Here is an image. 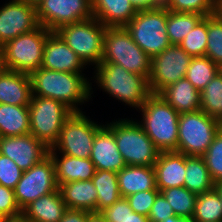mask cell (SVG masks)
Listing matches in <instances>:
<instances>
[{
	"mask_svg": "<svg viewBox=\"0 0 222 222\" xmlns=\"http://www.w3.org/2000/svg\"><path fill=\"white\" fill-rule=\"evenodd\" d=\"M162 222H194L192 218H182L178 216H170Z\"/></svg>",
	"mask_w": 222,
	"mask_h": 222,
	"instance_id": "48",
	"label": "cell"
},
{
	"mask_svg": "<svg viewBox=\"0 0 222 222\" xmlns=\"http://www.w3.org/2000/svg\"><path fill=\"white\" fill-rule=\"evenodd\" d=\"M191 59L179 45H170L160 54L153 56L148 78L150 91L159 94L164 88L184 78Z\"/></svg>",
	"mask_w": 222,
	"mask_h": 222,
	"instance_id": "13",
	"label": "cell"
},
{
	"mask_svg": "<svg viewBox=\"0 0 222 222\" xmlns=\"http://www.w3.org/2000/svg\"><path fill=\"white\" fill-rule=\"evenodd\" d=\"M156 187L159 191L184 187L186 172V155L177 151L160 152L154 164Z\"/></svg>",
	"mask_w": 222,
	"mask_h": 222,
	"instance_id": "19",
	"label": "cell"
},
{
	"mask_svg": "<svg viewBox=\"0 0 222 222\" xmlns=\"http://www.w3.org/2000/svg\"><path fill=\"white\" fill-rule=\"evenodd\" d=\"M184 187L199 195L215 189L213 181L203 156H186V172Z\"/></svg>",
	"mask_w": 222,
	"mask_h": 222,
	"instance_id": "28",
	"label": "cell"
},
{
	"mask_svg": "<svg viewBox=\"0 0 222 222\" xmlns=\"http://www.w3.org/2000/svg\"><path fill=\"white\" fill-rule=\"evenodd\" d=\"M0 154L13 160L18 167L29 170L49 154V148L32 134L0 137Z\"/></svg>",
	"mask_w": 222,
	"mask_h": 222,
	"instance_id": "16",
	"label": "cell"
},
{
	"mask_svg": "<svg viewBox=\"0 0 222 222\" xmlns=\"http://www.w3.org/2000/svg\"><path fill=\"white\" fill-rule=\"evenodd\" d=\"M206 167L215 183L222 181V128L203 155Z\"/></svg>",
	"mask_w": 222,
	"mask_h": 222,
	"instance_id": "38",
	"label": "cell"
},
{
	"mask_svg": "<svg viewBox=\"0 0 222 222\" xmlns=\"http://www.w3.org/2000/svg\"><path fill=\"white\" fill-rule=\"evenodd\" d=\"M92 13L106 27H125L136 15L130 0H91Z\"/></svg>",
	"mask_w": 222,
	"mask_h": 222,
	"instance_id": "20",
	"label": "cell"
},
{
	"mask_svg": "<svg viewBox=\"0 0 222 222\" xmlns=\"http://www.w3.org/2000/svg\"><path fill=\"white\" fill-rule=\"evenodd\" d=\"M117 181L121 197L147 190H159L156 187V173L154 166L126 165L117 172Z\"/></svg>",
	"mask_w": 222,
	"mask_h": 222,
	"instance_id": "22",
	"label": "cell"
},
{
	"mask_svg": "<svg viewBox=\"0 0 222 222\" xmlns=\"http://www.w3.org/2000/svg\"><path fill=\"white\" fill-rule=\"evenodd\" d=\"M32 97L29 74L6 70L0 76V104L29 105Z\"/></svg>",
	"mask_w": 222,
	"mask_h": 222,
	"instance_id": "21",
	"label": "cell"
},
{
	"mask_svg": "<svg viewBox=\"0 0 222 222\" xmlns=\"http://www.w3.org/2000/svg\"><path fill=\"white\" fill-rule=\"evenodd\" d=\"M90 214L88 211L67 208L59 222H88Z\"/></svg>",
	"mask_w": 222,
	"mask_h": 222,
	"instance_id": "44",
	"label": "cell"
},
{
	"mask_svg": "<svg viewBox=\"0 0 222 222\" xmlns=\"http://www.w3.org/2000/svg\"><path fill=\"white\" fill-rule=\"evenodd\" d=\"M206 55L218 66L222 64V19L215 13L207 16Z\"/></svg>",
	"mask_w": 222,
	"mask_h": 222,
	"instance_id": "36",
	"label": "cell"
},
{
	"mask_svg": "<svg viewBox=\"0 0 222 222\" xmlns=\"http://www.w3.org/2000/svg\"><path fill=\"white\" fill-rule=\"evenodd\" d=\"M96 83L100 89L107 92L118 101L135 107L138 110L152 93L148 79L127 71L114 63H100L94 66Z\"/></svg>",
	"mask_w": 222,
	"mask_h": 222,
	"instance_id": "3",
	"label": "cell"
},
{
	"mask_svg": "<svg viewBox=\"0 0 222 222\" xmlns=\"http://www.w3.org/2000/svg\"><path fill=\"white\" fill-rule=\"evenodd\" d=\"M200 110L222 122V76L219 72L200 92Z\"/></svg>",
	"mask_w": 222,
	"mask_h": 222,
	"instance_id": "32",
	"label": "cell"
},
{
	"mask_svg": "<svg viewBox=\"0 0 222 222\" xmlns=\"http://www.w3.org/2000/svg\"><path fill=\"white\" fill-rule=\"evenodd\" d=\"M107 125L113 130L117 148L127 165L154 166L160 151L138 121L125 118Z\"/></svg>",
	"mask_w": 222,
	"mask_h": 222,
	"instance_id": "5",
	"label": "cell"
},
{
	"mask_svg": "<svg viewBox=\"0 0 222 222\" xmlns=\"http://www.w3.org/2000/svg\"><path fill=\"white\" fill-rule=\"evenodd\" d=\"M58 189L67 208L97 213V190L92 180L64 183Z\"/></svg>",
	"mask_w": 222,
	"mask_h": 222,
	"instance_id": "23",
	"label": "cell"
},
{
	"mask_svg": "<svg viewBox=\"0 0 222 222\" xmlns=\"http://www.w3.org/2000/svg\"><path fill=\"white\" fill-rule=\"evenodd\" d=\"M219 72V66L207 56L192 57L185 78L202 91Z\"/></svg>",
	"mask_w": 222,
	"mask_h": 222,
	"instance_id": "33",
	"label": "cell"
},
{
	"mask_svg": "<svg viewBox=\"0 0 222 222\" xmlns=\"http://www.w3.org/2000/svg\"><path fill=\"white\" fill-rule=\"evenodd\" d=\"M36 12L39 24L50 31L93 17L91 0H42Z\"/></svg>",
	"mask_w": 222,
	"mask_h": 222,
	"instance_id": "14",
	"label": "cell"
},
{
	"mask_svg": "<svg viewBox=\"0 0 222 222\" xmlns=\"http://www.w3.org/2000/svg\"><path fill=\"white\" fill-rule=\"evenodd\" d=\"M32 95L48 97L62 102L73 112H81L78 105L88 102L92 86L83 73L48 70L43 67L30 74Z\"/></svg>",
	"mask_w": 222,
	"mask_h": 222,
	"instance_id": "1",
	"label": "cell"
},
{
	"mask_svg": "<svg viewBox=\"0 0 222 222\" xmlns=\"http://www.w3.org/2000/svg\"><path fill=\"white\" fill-rule=\"evenodd\" d=\"M159 193V190L140 191L129 195L126 199L134 212L148 217L155 198Z\"/></svg>",
	"mask_w": 222,
	"mask_h": 222,
	"instance_id": "40",
	"label": "cell"
},
{
	"mask_svg": "<svg viewBox=\"0 0 222 222\" xmlns=\"http://www.w3.org/2000/svg\"><path fill=\"white\" fill-rule=\"evenodd\" d=\"M30 134L51 148L59 138L64 122L74 113L62 102L32 95L28 106Z\"/></svg>",
	"mask_w": 222,
	"mask_h": 222,
	"instance_id": "9",
	"label": "cell"
},
{
	"mask_svg": "<svg viewBox=\"0 0 222 222\" xmlns=\"http://www.w3.org/2000/svg\"><path fill=\"white\" fill-rule=\"evenodd\" d=\"M167 8L162 4L138 10L125 26L134 42L151 58L171 44L167 36Z\"/></svg>",
	"mask_w": 222,
	"mask_h": 222,
	"instance_id": "6",
	"label": "cell"
},
{
	"mask_svg": "<svg viewBox=\"0 0 222 222\" xmlns=\"http://www.w3.org/2000/svg\"><path fill=\"white\" fill-rule=\"evenodd\" d=\"M204 16L197 13L173 12L167 9V36L171 45H179Z\"/></svg>",
	"mask_w": 222,
	"mask_h": 222,
	"instance_id": "30",
	"label": "cell"
},
{
	"mask_svg": "<svg viewBox=\"0 0 222 222\" xmlns=\"http://www.w3.org/2000/svg\"><path fill=\"white\" fill-rule=\"evenodd\" d=\"M7 70V67L5 65V60H4V54L3 51L0 47V76Z\"/></svg>",
	"mask_w": 222,
	"mask_h": 222,
	"instance_id": "50",
	"label": "cell"
},
{
	"mask_svg": "<svg viewBox=\"0 0 222 222\" xmlns=\"http://www.w3.org/2000/svg\"><path fill=\"white\" fill-rule=\"evenodd\" d=\"M66 209L58 189L31 202L22 213L30 222H59Z\"/></svg>",
	"mask_w": 222,
	"mask_h": 222,
	"instance_id": "26",
	"label": "cell"
},
{
	"mask_svg": "<svg viewBox=\"0 0 222 222\" xmlns=\"http://www.w3.org/2000/svg\"><path fill=\"white\" fill-rule=\"evenodd\" d=\"M133 212L126 198L121 197L113 205L106 207L99 213L107 222H119Z\"/></svg>",
	"mask_w": 222,
	"mask_h": 222,
	"instance_id": "42",
	"label": "cell"
},
{
	"mask_svg": "<svg viewBox=\"0 0 222 222\" xmlns=\"http://www.w3.org/2000/svg\"><path fill=\"white\" fill-rule=\"evenodd\" d=\"M216 14L222 19V0L216 1Z\"/></svg>",
	"mask_w": 222,
	"mask_h": 222,
	"instance_id": "51",
	"label": "cell"
},
{
	"mask_svg": "<svg viewBox=\"0 0 222 222\" xmlns=\"http://www.w3.org/2000/svg\"><path fill=\"white\" fill-rule=\"evenodd\" d=\"M54 164L58 187L78 180H92L96 169L90 158L83 159L64 154H50Z\"/></svg>",
	"mask_w": 222,
	"mask_h": 222,
	"instance_id": "24",
	"label": "cell"
},
{
	"mask_svg": "<svg viewBox=\"0 0 222 222\" xmlns=\"http://www.w3.org/2000/svg\"><path fill=\"white\" fill-rule=\"evenodd\" d=\"M88 222H107L100 213H91L88 217Z\"/></svg>",
	"mask_w": 222,
	"mask_h": 222,
	"instance_id": "49",
	"label": "cell"
},
{
	"mask_svg": "<svg viewBox=\"0 0 222 222\" xmlns=\"http://www.w3.org/2000/svg\"><path fill=\"white\" fill-rule=\"evenodd\" d=\"M137 10L154 8L163 4V0H130Z\"/></svg>",
	"mask_w": 222,
	"mask_h": 222,
	"instance_id": "45",
	"label": "cell"
},
{
	"mask_svg": "<svg viewBox=\"0 0 222 222\" xmlns=\"http://www.w3.org/2000/svg\"><path fill=\"white\" fill-rule=\"evenodd\" d=\"M219 74L222 76V64L219 65Z\"/></svg>",
	"mask_w": 222,
	"mask_h": 222,
	"instance_id": "54",
	"label": "cell"
},
{
	"mask_svg": "<svg viewBox=\"0 0 222 222\" xmlns=\"http://www.w3.org/2000/svg\"><path fill=\"white\" fill-rule=\"evenodd\" d=\"M52 31L39 25L1 47L7 70L30 74L41 68L46 37Z\"/></svg>",
	"mask_w": 222,
	"mask_h": 222,
	"instance_id": "10",
	"label": "cell"
},
{
	"mask_svg": "<svg viewBox=\"0 0 222 222\" xmlns=\"http://www.w3.org/2000/svg\"><path fill=\"white\" fill-rule=\"evenodd\" d=\"M85 66V62L55 31L46 37L41 67L54 71L82 73Z\"/></svg>",
	"mask_w": 222,
	"mask_h": 222,
	"instance_id": "17",
	"label": "cell"
},
{
	"mask_svg": "<svg viewBox=\"0 0 222 222\" xmlns=\"http://www.w3.org/2000/svg\"><path fill=\"white\" fill-rule=\"evenodd\" d=\"M222 128V122L202 110L181 113L178 119L177 152L186 156H203Z\"/></svg>",
	"mask_w": 222,
	"mask_h": 222,
	"instance_id": "7",
	"label": "cell"
},
{
	"mask_svg": "<svg viewBox=\"0 0 222 222\" xmlns=\"http://www.w3.org/2000/svg\"><path fill=\"white\" fill-rule=\"evenodd\" d=\"M119 222H150V221L147 216L138 214L133 211Z\"/></svg>",
	"mask_w": 222,
	"mask_h": 222,
	"instance_id": "46",
	"label": "cell"
},
{
	"mask_svg": "<svg viewBox=\"0 0 222 222\" xmlns=\"http://www.w3.org/2000/svg\"><path fill=\"white\" fill-rule=\"evenodd\" d=\"M159 95L179 114L200 110V91L185 77L164 88Z\"/></svg>",
	"mask_w": 222,
	"mask_h": 222,
	"instance_id": "25",
	"label": "cell"
},
{
	"mask_svg": "<svg viewBox=\"0 0 222 222\" xmlns=\"http://www.w3.org/2000/svg\"><path fill=\"white\" fill-rule=\"evenodd\" d=\"M36 6L11 0L0 8V47L39 26Z\"/></svg>",
	"mask_w": 222,
	"mask_h": 222,
	"instance_id": "15",
	"label": "cell"
},
{
	"mask_svg": "<svg viewBox=\"0 0 222 222\" xmlns=\"http://www.w3.org/2000/svg\"><path fill=\"white\" fill-rule=\"evenodd\" d=\"M163 5L173 12L197 13L204 17L216 13V0H163Z\"/></svg>",
	"mask_w": 222,
	"mask_h": 222,
	"instance_id": "37",
	"label": "cell"
},
{
	"mask_svg": "<svg viewBox=\"0 0 222 222\" xmlns=\"http://www.w3.org/2000/svg\"><path fill=\"white\" fill-rule=\"evenodd\" d=\"M138 122L160 152L177 151L180 114L159 94L151 93L139 108Z\"/></svg>",
	"mask_w": 222,
	"mask_h": 222,
	"instance_id": "2",
	"label": "cell"
},
{
	"mask_svg": "<svg viewBox=\"0 0 222 222\" xmlns=\"http://www.w3.org/2000/svg\"><path fill=\"white\" fill-rule=\"evenodd\" d=\"M104 26L95 17L59 27L55 32L85 62L98 65L103 56Z\"/></svg>",
	"mask_w": 222,
	"mask_h": 222,
	"instance_id": "8",
	"label": "cell"
},
{
	"mask_svg": "<svg viewBox=\"0 0 222 222\" xmlns=\"http://www.w3.org/2000/svg\"><path fill=\"white\" fill-rule=\"evenodd\" d=\"M160 193L169 202L174 215L182 218H192L197 195L185 187H172L161 190Z\"/></svg>",
	"mask_w": 222,
	"mask_h": 222,
	"instance_id": "34",
	"label": "cell"
},
{
	"mask_svg": "<svg viewBox=\"0 0 222 222\" xmlns=\"http://www.w3.org/2000/svg\"><path fill=\"white\" fill-rule=\"evenodd\" d=\"M0 222H30L25 215L21 212L20 214L14 216L4 217Z\"/></svg>",
	"mask_w": 222,
	"mask_h": 222,
	"instance_id": "47",
	"label": "cell"
},
{
	"mask_svg": "<svg viewBox=\"0 0 222 222\" xmlns=\"http://www.w3.org/2000/svg\"><path fill=\"white\" fill-rule=\"evenodd\" d=\"M101 63L120 65L147 79L151 70V57L134 42L125 27L106 28Z\"/></svg>",
	"mask_w": 222,
	"mask_h": 222,
	"instance_id": "4",
	"label": "cell"
},
{
	"mask_svg": "<svg viewBox=\"0 0 222 222\" xmlns=\"http://www.w3.org/2000/svg\"><path fill=\"white\" fill-rule=\"evenodd\" d=\"M83 113L74 112L64 122L58 140L49 148V154L90 158L95 134L103 125L95 123Z\"/></svg>",
	"mask_w": 222,
	"mask_h": 222,
	"instance_id": "11",
	"label": "cell"
},
{
	"mask_svg": "<svg viewBox=\"0 0 222 222\" xmlns=\"http://www.w3.org/2000/svg\"><path fill=\"white\" fill-rule=\"evenodd\" d=\"M90 159L96 170L117 173L127 165L117 148L113 130L106 124L95 134Z\"/></svg>",
	"mask_w": 222,
	"mask_h": 222,
	"instance_id": "18",
	"label": "cell"
},
{
	"mask_svg": "<svg viewBox=\"0 0 222 222\" xmlns=\"http://www.w3.org/2000/svg\"><path fill=\"white\" fill-rule=\"evenodd\" d=\"M23 2H27L29 4H32L34 6H36L39 2H41L42 0H22Z\"/></svg>",
	"mask_w": 222,
	"mask_h": 222,
	"instance_id": "53",
	"label": "cell"
},
{
	"mask_svg": "<svg viewBox=\"0 0 222 222\" xmlns=\"http://www.w3.org/2000/svg\"><path fill=\"white\" fill-rule=\"evenodd\" d=\"M215 189H216L217 192L219 193L220 198H221V202H222V181L217 182V183L215 184Z\"/></svg>",
	"mask_w": 222,
	"mask_h": 222,
	"instance_id": "52",
	"label": "cell"
},
{
	"mask_svg": "<svg viewBox=\"0 0 222 222\" xmlns=\"http://www.w3.org/2000/svg\"><path fill=\"white\" fill-rule=\"evenodd\" d=\"M29 105L0 104V137L30 133Z\"/></svg>",
	"mask_w": 222,
	"mask_h": 222,
	"instance_id": "27",
	"label": "cell"
},
{
	"mask_svg": "<svg viewBox=\"0 0 222 222\" xmlns=\"http://www.w3.org/2000/svg\"><path fill=\"white\" fill-rule=\"evenodd\" d=\"M14 190L0 185V220L4 217L20 214Z\"/></svg>",
	"mask_w": 222,
	"mask_h": 222,
	"instance_id": "41",
	"label": "cell"
},
{
	"mask_svg": "<svg viewBox=\"0 0 222 222\" xmlns=\"http://www.w3.org/2000/svg\"><path fill=\"white\" fill-rule=\"evenodd\" d=\"M194 222H222V202L216 189L197 195Z\"/></svg>",
	"mask_w": 222,
	"mask_h": 222,
	"instance_id": "31",
	"label": "cell"
},
{
	"mask_svg": "<svg viewBox=\"0 0 222 222\" xmlns=\"http://www.w3.org/2000/svg\"><path fill=\"white\" fill-rule=\"evenodd\" d=\"M92 181L97 190V213L121 198L116 172L96 170Z\"/></svg>",
	"mask_w": 222,
	"mask_h": 222,
	"instance_id": "29",
	"label": "cell"
},
{
	"mask_svg": "<svg viewBox=\"0 0 222 222\" xmlns=\"http://www.w3.org/2000/svg\"><path fill=\"white\" fill-rule=\"evenodd\" d=\"M207 37L206 16L186 35L179 46L191 57H202L206 55Z\"/></svg>",
	"mask_w": 222,
	"mask_h": 222,
	"instance_id": "35",
	"label": "cell"
},
{
	"mask_svg": "<svg viewBox=\"0 0 222 222\" xmlns=\"http://www.w3.org/2000/svg\"><path fill=\"white\" fill-rule=\"evenodd\" d=\"M22 174L23 170L13 160L0 154V185L14 189Z\"/></svg>",
	"mask_w": 222,
	"mask_h": 222,
	"instance_id": "39",
	"label": "cell"
},
{
	"mask_svg": "<svg viewBox=\"0 0 222 222\" xmlns=\"http://www.w3.org/2000/svg\"><path fill=\"white\" fill-rule=\"evenodd\" d=\"M55 164L50 154L29 170L23 171L14 194L20 210L41 196L58 190Z\"/></svg>",
	"mask_w": 222,
	"mask_h": 222,
	"instance_id": "12",
	"label": "cell"
},
{
	"mask_svg": "<svg viewBox=\"0 0 222 222\" xmlns=\"http://www.w3.org/2000/svg\"><path fill=\"white\" fill-rule=\"evenodd\" d=\"M170 216H174V211L165 197L159 193L150 209L148 219L150 222H162Z\"/></svg>",
	"mask_w": 222,
	"mask_h": 222,
	"instance_id": "43",
	"label": "cell"
}]
</instances>
